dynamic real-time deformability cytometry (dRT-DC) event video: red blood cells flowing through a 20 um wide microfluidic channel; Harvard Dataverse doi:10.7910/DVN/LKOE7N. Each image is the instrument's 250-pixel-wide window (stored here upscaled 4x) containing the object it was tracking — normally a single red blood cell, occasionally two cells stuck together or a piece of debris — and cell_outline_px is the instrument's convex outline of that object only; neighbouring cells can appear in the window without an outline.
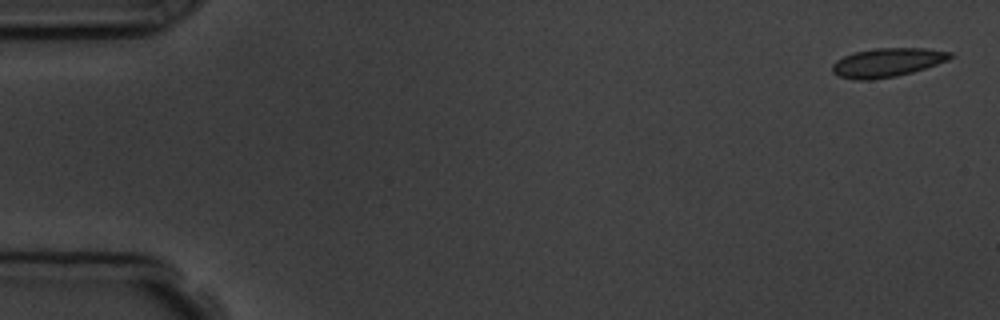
{"species": "common noctule bat (a hibernating species)", "species_latin": "Nyctalus noctula", "temperature_condition": "room temperature", "stored_images_in_passage": 5, "camera_frame_rate_fps": 3000, "um_per_image_px": 0.085, "animal": {"sex": "male", "body_mass_g": 19.5, "forearm_length_mm": 54.6}, "frame": {"image": 1, "passage_image": 1, "time_ms": 0.0, "image_size_px": [1000, 320], "cell_outline_px": [[952, 56], [948, 60], [912, 72], [896, 76], [868, 80], [852, 80], [840, 76], [832, 72], [832, 64], [836, 60], [844, 56], [856, 52], [876, 48], [924, 48], [952, 52]], "centroid_in_image_um": [75.39, 5.31], "position_along_channel_um": 9.6, "area_um2": 19.65}}
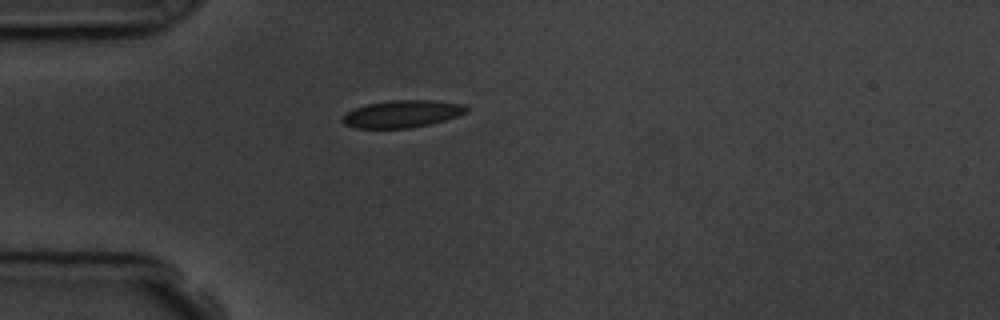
{"frame": {"image": 2, "passage_image": 4, "time_ms": 4.333, "image_size_px": [1000, 320], "cell_outline_px": [[468, 112], [444, 120], [412, 128], [356, 128], [344, 124], [340, 120], [348, 112], [356, 108], [368, 104], [396, 100], [428, 100], [464, 104], [468, 108]], "centroid_in_image_um": [34.19, 9.69], "position_along_channel_um": 50.8, "area_um2": 19.42}}